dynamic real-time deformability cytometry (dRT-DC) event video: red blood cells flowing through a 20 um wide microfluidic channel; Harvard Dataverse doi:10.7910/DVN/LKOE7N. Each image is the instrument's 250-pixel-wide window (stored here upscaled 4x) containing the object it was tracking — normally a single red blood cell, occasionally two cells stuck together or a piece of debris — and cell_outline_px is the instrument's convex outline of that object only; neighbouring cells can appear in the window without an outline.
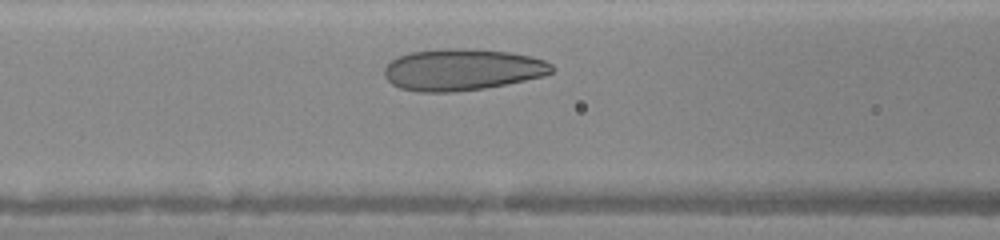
{"species": "human", "species_latin": "Homo sapiens", "temperature_condition": "warm", "stored_images_in_passage": 25, "camera_frame_rate_fps": 3000, "um_per_image_px": 0.085, "donor": {"sex": "female"}, "frame": {"image": 1, "passage_image": 7, "time_ms": 2.0, "image_size_px": [1000, 240], "cell_outline_px": [[556, 68], [552, 72], [544, 76], [484, 88], [452, 92], [416, 92], [400, 88], [392, 84], [384, 76], [384, 68], [396, 56], [412, 52], [444, 48], [472, 48], [508, 52], [528, 56], [544, 60], [552, 64]], "centroid_in_image_um": [39.26, 5.91], "position_along_channel_um": 127.3, "area_um2": 40.69}}
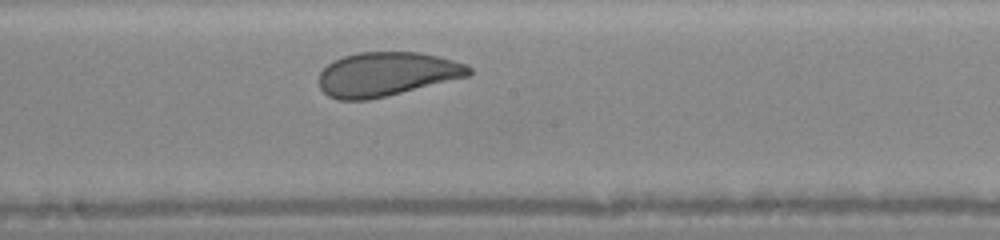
{"frame": {"image": 2, "passage_image": 13, "time_ms": 4.0, "image_size_px": [1000, 240], "cell_outline_px": [[472, 72], [468, 76], [368, 100], [340, 100], [328, 96], [320, 88], [320, 72], [332, 60], [356, 52], [420, 52], [468, 64], [472, 68]], "centroid_in_image_um": [32.84, 6.29], "position_along_channel_um": 215.4, "area_um2": 38.26}}
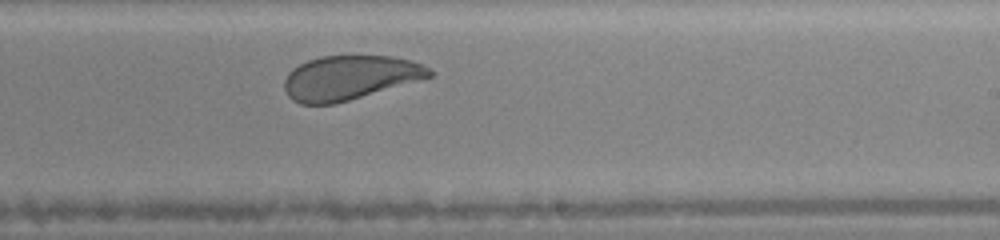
{"frame": {"image": 3, "passage_image": 16, "time_ms": 5.0, "image_size_px": [1000, 240], "cell_outline_px": [[436, 72], [432, 76], [420, 80], [336, 104], [300, 104], [292, 100], [288, 96], [284, 88], [284, 80], [288, 72], [292, 68], [308, 60], [320, 56], [392, 56], [408, 60], [420, 64]], "centroid_in_image_um": [29.7, 6.61], "position_along_channel_um": 259.3, "area_um2": 37.45}}